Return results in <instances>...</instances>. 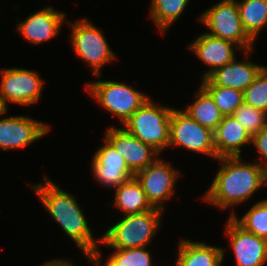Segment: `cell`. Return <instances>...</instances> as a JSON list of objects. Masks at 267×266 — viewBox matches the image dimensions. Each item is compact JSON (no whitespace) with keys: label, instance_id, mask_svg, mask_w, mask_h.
Listing matches in <instances>:
<instances>
[{"label":"cell","instance_id":"19","mask_svg":"<svg viewBox=\"0 0 267 266\" xmlns=\"http://www.w3.org/2000/svg\"><path fill=\"white\" fill-rule=\"evenodd\" d=\"M178 257L174 266H222L224 251L204 242L183 239L179 242Z\"/></svg>","mask_w":267,"mask_h":266},{"label":"cell","instance_id":"20","mask_svg":"<svg viewBox=\"0 0 267 266\" xmlns=\"http://www.w3.org/2000/svg\"><path fill=\"white\" fill-rule=\"evenodd\" d=\"M114 205L125 215L143 213L154 209L136 177L115 189Z\"/></svg>","mask_w":267,"mask_h":266},{"label":"cell","instance_id":"12","mask_svg":"<svg viewBox=\"0 0 267 266\" xmlns=\"http://www.w3.org/2000/svg\"><path fill=\"white\" fill-rule=\"evenodd\" d=\"M226 235L235 254L236 266H263L267 262V240L245 231L232 217L226 223Z\"/></svg>","mask_w":267,"mask_h":266},{"label":"cell","instance_id":"22","mask_svg":"<svg viewBox=\"0 0 267 266\" xmlns=\"http://www.w3.org/2000/svg\"><path fill=\"white\" fill-rule=\"evenodd\" d=\"M237 6L245 32L255 41L267 25V0H240Z\"/></svg>","mask_w":267,"mask_h":266},{"label":"cell","instance_id":"1","mask_svg":"<svg viewBox=\"0 0 267 266\" xmlns=\"http://www.w3.org/2000/svg\"><path fill=\"white\" fill-rule=\"evenodd\" d=\"M217 160L221 167L203 196V200L215 207L225 210L242 204L267 185V170L258 162H242V157H222Z\"/></svg>","mask_w":267,"mask_h":266},{"label":"cell","instance_id":"30","mask_svg":"<svg viewBox=\"0 0 267 266\" xmlns=\"http://www.w3.org/2000/svg\"><path fill=\"white\" fill-rule=\"evenodd\" d=\"M41 266H75L73 263L69 260L65 259H53L51 261H47Z\"/></svg>","mask_w":267,"mask_h":266},{"label":"cell","instance_id":"29","mask_svg":"<svg viewBox=\"0 0 267 266\" xmlns=\"http://www.w3.org/2000/svg\"><path fill=\"white\" fill-rule=\"evenodd\" d=\"M251 143L260 153L259 158L262 161L258 163L267 170V125L252 136Z\"/></svg>","mask_w":267,"mask_h":266},{"label":"cell","instance_id":"5","mask_svg":"<svg viewBox=\"0 0 267 266\" xmlns=\"http://www.w3.org/2000/svg\"><path fill=\"white\" fill-rule=\"evenodd\" d=\"M199 18L209 30V35L235 43L245 56L248 57L249 52L254 50V41L243 28L237 0H221L201 13Z\"/></svg>","mask_w":267,"mask_h":266},{"label":"cell","instance_id":"28","mask_svg":"<svg viewBox=\"0 0 267 266\" xmlns=\"http://www.w3.org/2000/svg\"><path fill=\"white\" fill-rule=\"evenodd\" d=\"M244 103L267 113V67L243 91Z\"/></svg>","mask_w":267,"mask_h":266},{"label":"cell","instance_id":"27","mask_svg":"<svg viewBox=\"0 0 267 266\" xmlns=\"http://www.w3.org/2000/svg\"><path fill=\"white\" fill-rule=\"evenodd\" d=\"M232 115L244 128H246L251 137L267 125V113L244 102Z\"/></svg>","mask_w":267,"mask_h":266},{"label":"cell","instance_id":"9","mask_svg":"<svg viewBox=\"0 0 267 266\" xmlns=\"http://www.w3.org/2000/svg\"><path fill=\"white\" fill-rule=\"evenodd\" d=\"M0 80V107L3 110H8L9 102L28 106L33 105L41 97L44 82L37 72L22 68H6L1 71Z\"/></svg>","mask_w":267,"mask_h":266},{"label":"cell","instance_id":"7","mask_svg":"<svg viewBox=\"0 0 267 266\" xmlns=\"http://www.w3.org/2000/svg\"><path fill=\"white\" fill-rule=\"evenodd\" d=\"M85 88L103 109L120 119L121 124L150 98L122 82L111 80L87 83Z\"/></svg>","mask_w":267,"mask_h":266},{"label":"cell","instance_id":"6","mask_svg":"<svg viewBox=\"0 0 267 266\" xmlns=\"http://www.w3.org/2000/svg\"><path fill=\"white\" fill-rule=\"evenodd\" d=\"M71 27V44L76 55L92 68L96 77L101 76V67L117 59L101 29L87 18L67 22Z\"/></svg>","mask_w":267,"mask_h":266},{"label":"cell","instance_id":"16","mask_svg":"<svg viewBox=\"0 0 267 266\" xmlns=\"http://www.w3.org/2000/svg\"><path fill=\"white\" fill-rule=\"evenodd\" d=\"M188 48L197 55V58L208 65L210 70L204 71L202 79L207 78L216 69L231 62L236 56L235 49L241 48L235 43L203 33L197 36Z\"/></svg>","mask_w":267,"mask_h":266},{"label":"cell","instance_id":"8","mask_svg":"<svg viewBox=\"0 0 267 266\" xmlns=\"http://www.w3.org/2000/svg\"><path fill=\"white\" fill-rule=\"evenodd\" d=\"M182 146L189 151L218 159L214 146V132L196 122L185 111L173 109L170 116L168 147Z\"/></svg>","mask_w":267,"mask_h":266},{"label":"cell","instance_id":"21","mask_svg":"<svg viewBox=\"0 0 267 266\" xmlns=\"http://www.w3.org/2000/svg\"><path fill=\"white\" fill-rule=\"evenodd\" d=\"M197 91L196 100L186 106L183 111L200 125L214 132L224 115L220 112L211 95L202 86Z\"/></svg>","mask_w":267,"mask_h":266},{"label":"cell","instance_id":"25","mask_svg":"<svg viewBox=\"0 0 267 266\" xmlns=\"http://www.w3.org/2000/svg\"><path fill=\"white\" fill-rule=\"evenodd\" d=\"M230 217L245 231L267 240V198L255 203L241 219L234 211Z\"/></svg>","mask_w":267,"mask_h":266},{"label":"cell","instance_id":"11","mask_svg":"<svg viewBox=\"0 0 267 266\" xmlns=\"http://www.w3.org/2000/svg\"><path fill=\"white\" fill-rule=\"evenodd\" d=\"M8 110H1L0 117ZM51 130L46 123L24 116L0 118V148H22L44 137Z\"/></svg>","mask_w":267,"mask_h":266},{"label":"cell","instance_id":"13","mask_svg":"<svg viewBox=\"0 0 267 266\" xmlns=\"http://www.w3.org/2000/svg\"><path fill=\"white\" fill-rule=\"evenodd\" d=\"M104 137L124 157L128 168L134 174L152 164L159 156L155 149L134 137L124 128L110 127Z\"/></svg>","mask_w":267,"mask_h":266},{"label":"cell","instance_id":"15","mask_svg":"<svg viewBox=\"0 0 267 266\" xmlns=\"http://www.w3.org/2000/svg\"><path fill=\"white\" fill-rule=\"evenodd\" d=\"M65 17L67 16L64 12L55 10L53 6H47L19 22L18 33L32 44H41L59 34L61 26L66 20Z\"/></svg>","mask_w":267,"mask_h":266},{"label":"cell","instance_id":"4","mask_svg":"<svg viewBox=\"0 0 267 266\" xmlns=\"http://www.w3.org/2000/svg\"><path fill=\"white\" fill-rule=\"evenodd\" d=\"M173 109L165 105L159 106L148 98L122 126L134 137L160 153L169 145L170 116Z\"/></svg>","mask_w":267,"mask_h":266},{"label":"cell","instance_id":"23","mask_svg":"<svg viewBox=\"0 0 267 266\" xmlns=\"http://www.w3.org/2000/svg\"><path fill=\"white\" fill-rule=\"evenodd\" d=\"M189 0H152L150 17L162 33L184 12Z\"/></svg>","mask_w":267,"mask_h":266},{"label":"cell","instance_id":"2","mask_svg":"<svg viewBox=\"0 0 267 266\" xmlns=\"http://www.w3.org/2000/svg\"><path fill=\"white\" fill-rule=\"evenodd\" d=\"M33 190L42 201L49 215L60 225L63 231L84 253L96 255L98 266L101 264V238H93L92 231L74 195L63 191L49 178L44 183L33 184Z\"/></svg>","mask_w":267,"mask_h":266},{"label":"cell","instance_id":"24","mask_svg":"<svg viewBox=\"0 0 267 266\" xmlns=\"http://www.w3.org/2000/svg\"><path fill=\"white\" fill-rule=\"evenodd\" d=\"M146 247L115 249L105 266H152L151 255ZM93 266H98L95 254L84 253Z\"/></svg>","mask_w":267,"mask_h":266},{"label":"cell","instance_id":"10","mask_svg":"<svg viewBox=\"0 0 267 266\" xmlns=\"http://www.w3.org/2000/svg\"><path fill=\"white\" fill-rule=\"evenodd\" d=\"M180 175L171 163L157 158L145 169L137 172L135 177L140 182L150 204L154 208L165 211L163 202L175 193V183Z\"/></svg>","mask_w":267,"mask_h":266},{"label":"cell","instance_id":"14","mask_svg":"<svg viewBox=\"0 0 267 266\" xmlns=\"http://www.w3.org/2000/svg\"><path fill=\"white\" fill-rule=\"evenodd\" d=\"M104 142L92 158V172L100 184L116 189L135 174L128 168L124 157L106 139Z\"/></svg>","mask_w":267,"mask_h":266},{"label":"cell","instance_id":"17","mask_svg":"<svg viewBox=\"0 0 267 266\" xmlns=\"http://www.w3.org/2000/svg\"><path fill=\"white\" fill-rule=\"evenodd\" d=\"M266 66L252 61L236 62V57L221 68L216 69L201 86H222L244 91Z\"/></svg>","mask_w":267,"mask_h":266},{"label":"cell","instance_id":"3","mask_svg":"<svg viewBox=\"0 0 267 266\" xmlns=\"http://www.w3.org/2000/svg\"><path fill=\"white\" fill-rule=\"evenodd\" d=\"M163 210L154 208L143 213L125 215L100 238L101 243L114 249L149 246L161 224Z\"/></svg>","mask_w":267,"mask_h":266},{"label":"cell","instance_id":"26","mask_svg":"<svg viewBox=\"0 0 267 266\" xmlns=\"http://www.w3.org/2000/svg\"><path fill=\"white\" fill-rule=\"evenodd\" d=\"M213 98L220 112L232 115L233 112L244 102L243 91L222 86H202Z\"/></svg>","mask_w":267,"mask_h":266},{"label":"cell","instance_id":"18","mask_svg":"<svg viewBox=\"0 0 267 266\" xmlns=\"http://www.w3.org/2000/svg\"><path fill=\"white\" fill-rule=\"evenodd\" d=\"M251 136L233 115L223 116L214 131L217 158L241 157V147L251 144Z\"/></svg>","mask_w":267,"mask_h":266}]
</instances>
